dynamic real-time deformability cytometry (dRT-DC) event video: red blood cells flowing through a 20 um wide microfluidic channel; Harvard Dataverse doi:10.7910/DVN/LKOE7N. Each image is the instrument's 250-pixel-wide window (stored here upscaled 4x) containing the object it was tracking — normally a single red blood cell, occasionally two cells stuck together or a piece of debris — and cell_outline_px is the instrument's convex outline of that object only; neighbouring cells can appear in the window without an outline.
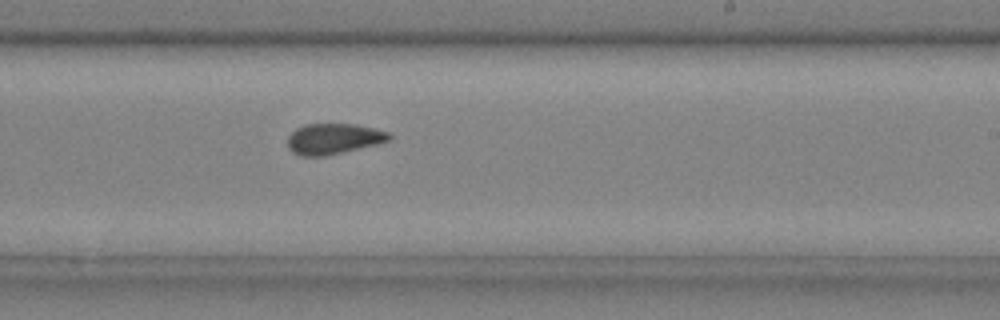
{"species": "common noctule bat (a hibernating species)", "species_latin": "Nyctalus noctula", "temperature_condition": "cold", "stored_images_in_passage": 27, "camera_frame_rate_fps": 3000, "um_per_image_px": 0.085, "animal": {"sex": "male", "body_mass_g": 20.4}, "frame": {"image": 1, "passage_image": 16, "time_ms": 5.0, "image_size_px": [1000, 320], "cell_outline_px": [[392, 136], [388, 140], [376, 144], [324, 156], [300, 156], [292, 152], [288, 148], [288, 136], [296, 128], [304, 124], [356, 124], [388, 132]], "centroid_in_image_um": [28.3, 11.79], "position_along_channel_um": 260.7, "area_um2": 17.98}}